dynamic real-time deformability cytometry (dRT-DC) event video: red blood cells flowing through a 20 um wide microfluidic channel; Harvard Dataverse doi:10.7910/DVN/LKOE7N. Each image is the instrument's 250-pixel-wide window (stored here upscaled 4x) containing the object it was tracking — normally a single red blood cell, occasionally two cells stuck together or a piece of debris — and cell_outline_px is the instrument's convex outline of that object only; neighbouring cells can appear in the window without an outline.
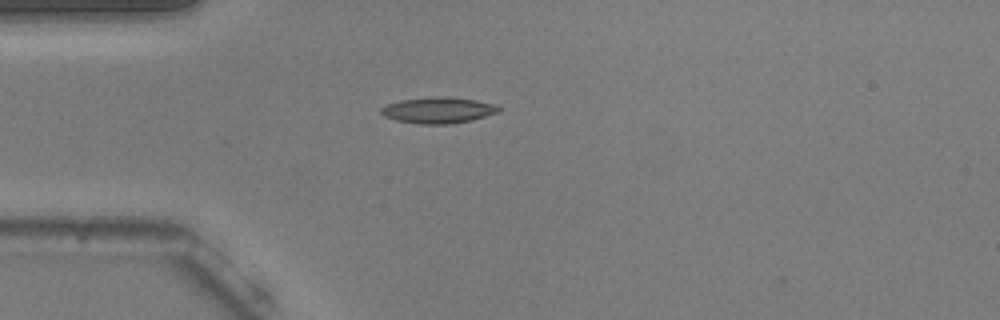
{"species": "common noctule bat (a hibernating species)", "species_latin": "Nyctalus noctula", "temperature_condition": "warm", "stored_images_in_passage": 30, "camera_frame_rate_fps": 3000, "um_per_image_px": 0.085, "animal": {"sex": "male", "body_mass_g": 20.5, "forearm_length_mm": 52.5}, "frame": {"image": 1, "passage_image": 1, "time_ms": 0.0, "image_size_px": [1000, 320], "cell_outline_px": [[500, 112], [472, 120], [452, 124], [420, 124], [396, 120], [384, 116], [380, 112], [380, 108], [388, 104], [400, 100], [436, 96], [440, 96], [476, 100], [496, 104], [500, 108]], "centroid_in_image_um": [37.26, 9.37], "position_along_channel_um": 47.7, "area_um2": 17.92}}
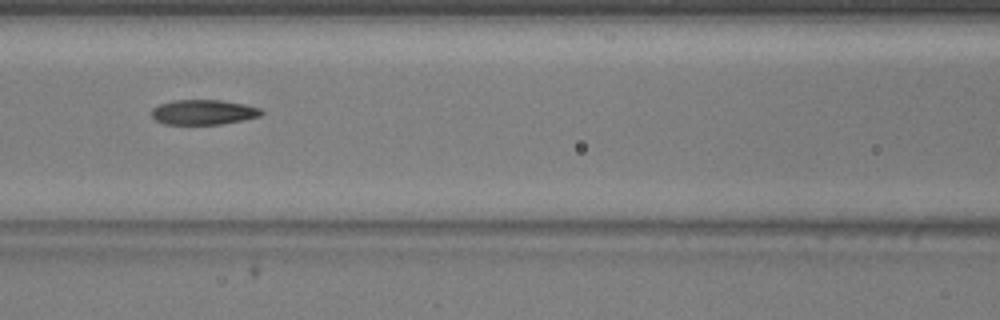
{"frame": {"image": 2, "passage_image": 10, "time_ms": 3.0, "image_size_px": [1000, 320], "cell_outline_px": [[264, 112], [260, 116], [244, 120], [220, 124], [164, 124], [156, 120], [152, 116], [152, 108], [160, 104], [172, 100], [220, 100], [244, 104], [260, 108]], "centroid_in_image_um": [17.3, 9.53], "position_along_channel_um": 149.3, "area_um2": 15.95}}
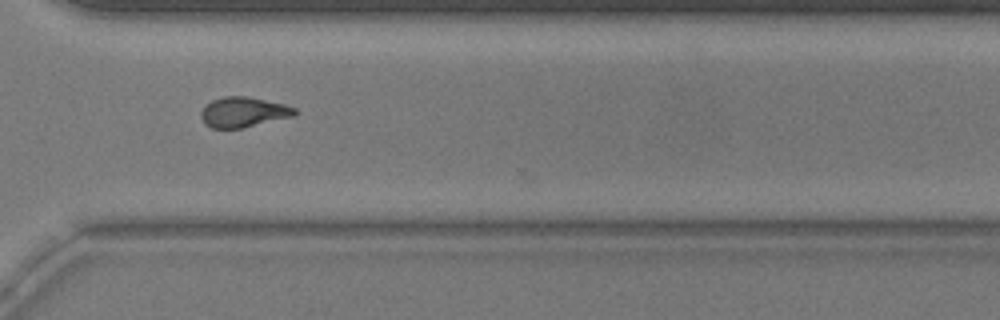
{"frame": {"image": 3, "passage_image": 26, "time_ms": 8.333, "image_size_px": [1000, 320], "cell_outline_px": [[296, 116], [240, 128], [212, 128], [204, 124], [200, 116], [200, 112], [212, 100], [224, 96], [248, 96], [284, 104], [296, 108]], "centroid_in_image_um": [20.7, 9.53], "position_along_channel_um": 349.9, "area_um2": 16.47}, "authors_computed_cell_mechanics": {"area_um2": 16.4441, "velocity_mm_per_s": 3.7683, "shape_relaxation_time_tau1_ms": null, "shape_relaxation_time_tau2_ms": 2.2914, "deformation_change_tau1": null, "deformation_change_tau2": 0.085}}